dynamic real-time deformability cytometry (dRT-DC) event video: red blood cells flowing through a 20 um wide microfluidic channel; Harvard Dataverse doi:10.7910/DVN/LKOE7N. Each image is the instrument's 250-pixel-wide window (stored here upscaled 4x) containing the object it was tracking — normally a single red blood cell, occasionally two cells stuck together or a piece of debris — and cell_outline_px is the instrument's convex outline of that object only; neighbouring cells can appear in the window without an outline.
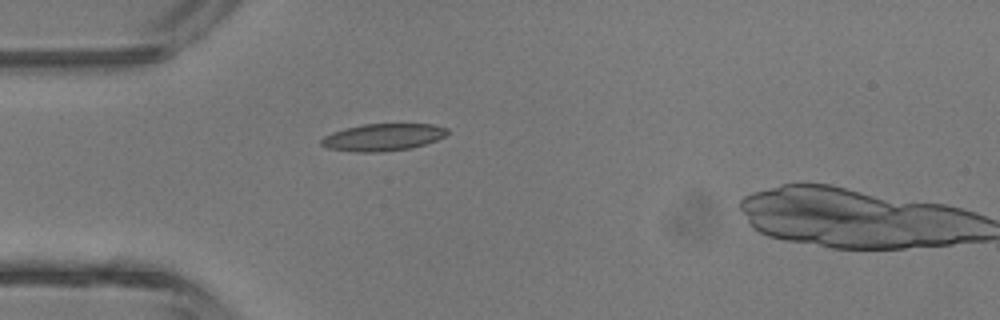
{"species": "common noctule bat (a hibernating species)", "species_latin": "Nyctalus noctula", "temperature_condition": "room temperature", "stored_images_in_passage": 2, "camera_frame_rate_fps": 3000, "um_per_image_px": 0.085, "animal": {"sex": "male", "body_mass_g": 13.3}, "frame": {"image": 1, "passage_image": 1, "time_ms": 0.0, "image_size_px": [1000, 320], "cell_outline_px": [[448, 132], [444, 136], [436, 140], [412, 148], [380, 152], [352, 152], [328, 148], [320, 144], [320, 140], [324, 136], [332, 132], [344, 128], [364, 124], [432, 124], [448, 128]], "centroid_in_image_um": [32.52, 11.66], "position_along_channel_um": 52.5, "area_um2": 20.0}}